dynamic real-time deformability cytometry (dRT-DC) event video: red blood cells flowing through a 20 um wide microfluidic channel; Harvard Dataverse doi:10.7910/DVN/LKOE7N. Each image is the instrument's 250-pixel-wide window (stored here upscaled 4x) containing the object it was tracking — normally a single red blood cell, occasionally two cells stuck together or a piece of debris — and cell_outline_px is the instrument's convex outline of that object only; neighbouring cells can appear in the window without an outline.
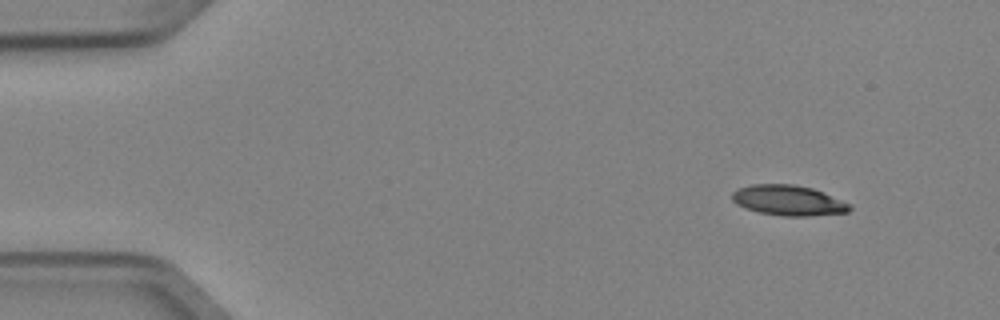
{"species": "Egyptian fruit bat (a non-hibernating species)", "species_latin": "Rousettus aegyptiacus", "temperature_condition": "cold", "stored_images_in_passage": 3, "camera_frame_rate_fps": 3000, "um_per_image_px": 0.085, "animal": {"sex": "female"}, "frame": {"image": 1, "passage_image": 1, "time_ms": 0.0, "image_size_px": [1000, 320], "cell_outline_px": [[852, 208], [848, 212], [808, 216], [784, 216], [760, 212], [744, 208], [736, 204], [732, 200], [732, 192], [740, 188], [752, 184], [792, 184], [812, 188], [852, 204]], "centroid_in_image_um": [67.01, 17.03], "position_along_channel_um": 18.0, "area_um2": 20.69}}